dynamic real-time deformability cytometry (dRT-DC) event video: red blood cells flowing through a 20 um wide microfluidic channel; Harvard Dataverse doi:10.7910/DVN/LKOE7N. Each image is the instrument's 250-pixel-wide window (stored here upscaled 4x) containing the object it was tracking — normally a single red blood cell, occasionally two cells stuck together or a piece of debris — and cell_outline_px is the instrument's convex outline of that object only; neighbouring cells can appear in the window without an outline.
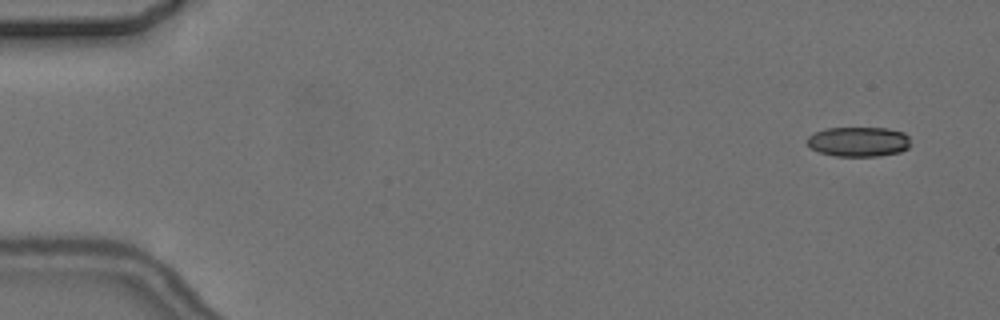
{"species": "common noctule bat (a hibernating species)", "species_latin": "Nyctalus noctula", "temperature_condition": "cold", "stored_images_in_passage": 5, "camera_frame_rate_fps": 3000, "um_per_image_px": 0.085, "animal": {"sex": "female", "body_mass_g": 24.6, "forearm_length_mm": 56.2}, "frame": {"image": 1, "passage_image": 1, "time_ms": 0.0, "image_size_px": [1000, 320], "cell_outline_px": [[908, 148], [900, 152], [880, 156], [836, 156], [820, 152], [812, 148], [804, 140], [808, 136], [816, 132], [828, 128], [888, 128], [904, 132], [908, 136]], "centroid_in_image_um": [72.97, 12.04], "position_along_channel_um": 12.0, "area_um2": 17.92}}